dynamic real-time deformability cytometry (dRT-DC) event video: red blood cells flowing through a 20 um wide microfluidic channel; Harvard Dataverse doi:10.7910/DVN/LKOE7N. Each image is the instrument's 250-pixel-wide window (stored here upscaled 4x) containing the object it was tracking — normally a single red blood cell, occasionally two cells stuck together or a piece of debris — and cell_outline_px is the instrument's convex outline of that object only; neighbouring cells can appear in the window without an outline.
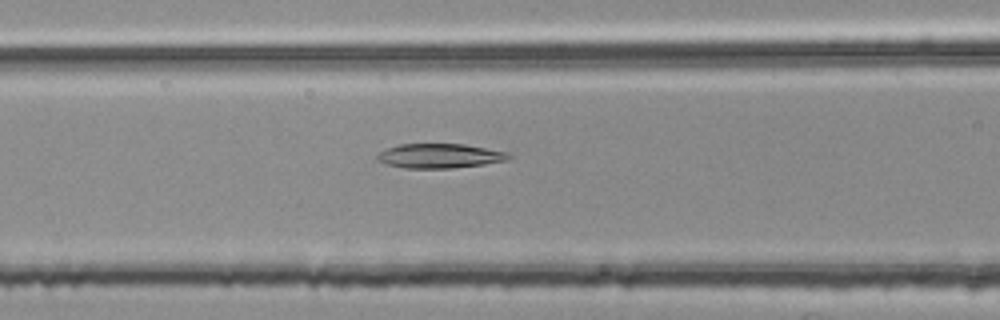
{"species": "common noctule bat (a hibernating species)", "species_latin": "Nyctalus noctula", "temperature_condition": "room temperature", "stored_images_in_passage": 54, "segment_of_instrument_passage": [2, 2], "camera_frame_rate_fps": 3000, "um_per_image_px": 0.085, "animal": {"sex": "female", "body_mass_g": 25.1}, "frame": {"image": 1, "passage_image": 22, "time_ms": 7.0, "image_size_px": [1000, 320], "cell_outline_px": [[512, 156], [508, 160], [484, 164], [452, 168], [404, 168], [388, 164], [376, 160], [376, 156], [384, 148], [400, 144], [464, 144], [508, 152]], "centroid_in_image_um": [37.36, 13.24], "position_along_channel_um": 129.2, "area_um2": 18.79}}
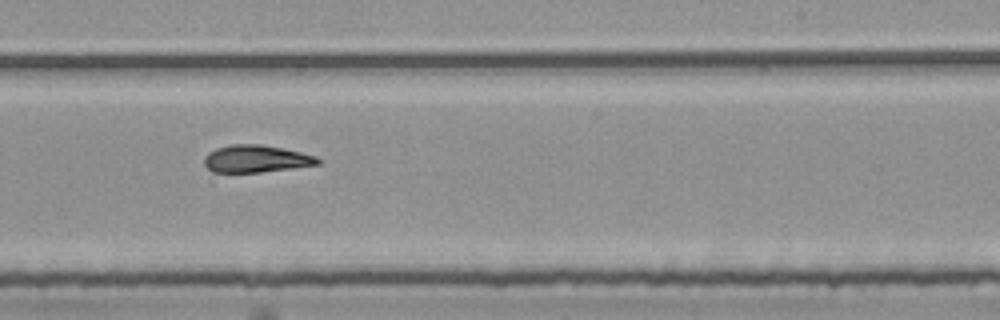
{"frame": {"image": 2, "passage_image": 33, "time_ms": 10.667, "image_size_px": [1000, 320], "cell_outline_px": [[320, 164], [292, 168], [260, 172], [212, 172], [204, 164], [204, 156], [208, 152], [216, 148], [232, 144], [260, 144], [284, 148], [316, 156], [320, 160]], "centroid_in_image_um": [21.75, 13.49], "position_along_channel_um": 267.3, "area_um2": 18.09}}
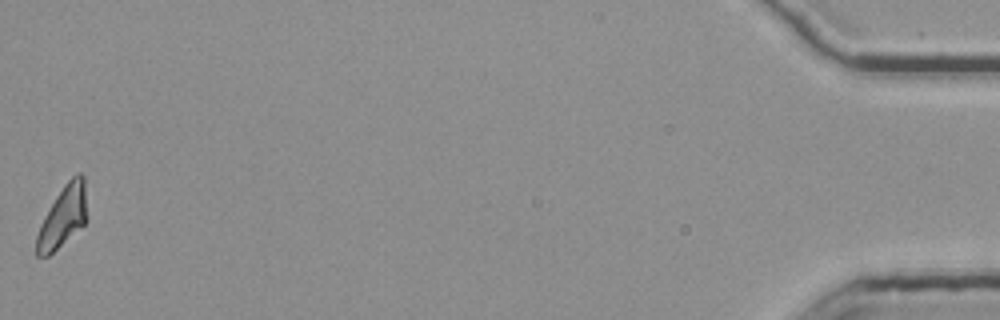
{"frame": {"image": 3, "passage_image": 54, "time_ms": 17.667, "image_size_px": [1000, 320], "cell_outline_px": [[88, 216], [84, 224], [48, 256], [36, 256], [36, 236], [40, 224], [44, 216], [56, 196], [64, 184], [76, 172], [80, 172], [84, 176]], "centroid_in_image_um": [5.36, 18.37], "position_along_channel_um": 429.8, "area_um2": 18.03}}